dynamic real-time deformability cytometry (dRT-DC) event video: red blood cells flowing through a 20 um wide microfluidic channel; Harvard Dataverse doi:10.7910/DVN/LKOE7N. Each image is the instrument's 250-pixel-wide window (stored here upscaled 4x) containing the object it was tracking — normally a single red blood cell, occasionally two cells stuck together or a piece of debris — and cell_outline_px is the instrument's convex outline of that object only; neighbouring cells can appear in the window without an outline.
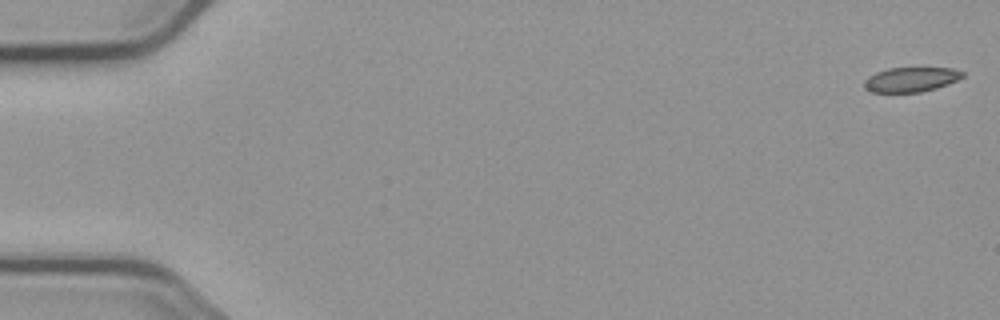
{"species": "common noctule bat (a hibernating species)", "species_latin": "Nyctalus noctula", "temperature_condition": "cold", "stored_images_in_passage": 7, "camera_frame_rate_fps": 3000, "um_per_image_px": 0.085, "animal": {"sex": "male", "body_mass_g": 23.1, "forearm_length_mm": 52.7}, "frame": {"image": 1, "passage_image": 1, "time_ms": 0.0, "image_size_px": [1000, 320], "cell_outline_px": [[964, 76], [948, 84], [936, 88], [920, 92], [872, 92], [864, 88], [864, 80], [868, 76], [876, 72], [888, 68], [952, 68], [964, 72]], "centroid_in_image_um": [77.41, 6.75], "position_along_channel_um": 7.6, "area_um2": 14.1}}
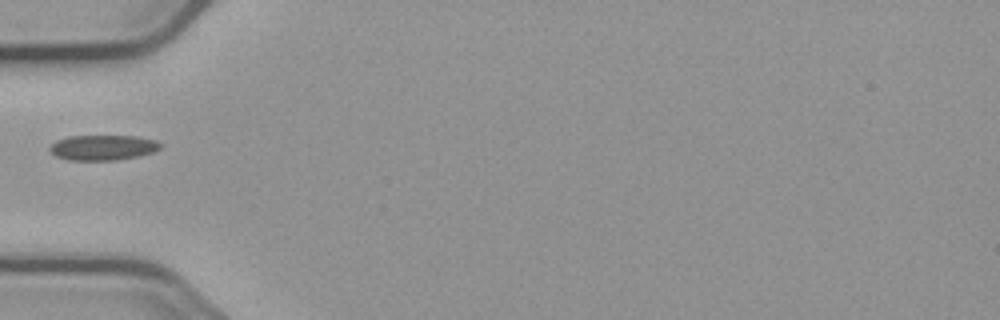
{"frame": {"image": 2, "passage_image": 6, "time_ms": 6.0, "image_size_px": [1000, 320], "cell_outline_px": [[164, 144], [160, 148], [152, 152], [136, 156], [116, 160], [68, 160], [56, 156], [48, 148], [56, 140], [68, 136], [136, 136], [156, 140]], "centroid_in_image_um": [8.75, 12.53], "position_along_channel_um": 76.3, "area_um2": 16.24}}
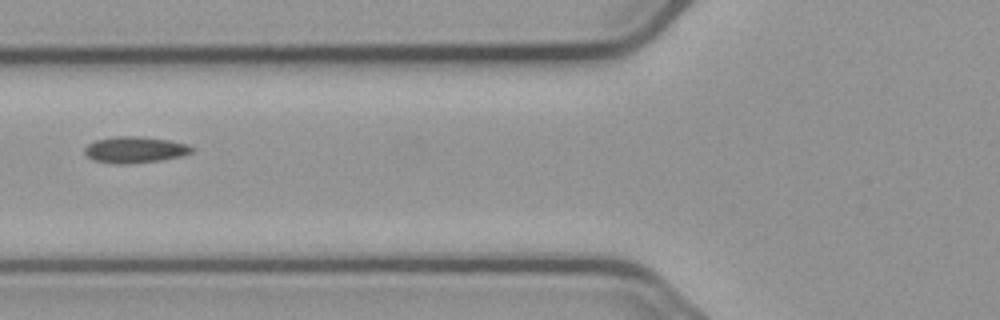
{"frame": {"image": 3, "passage_image": 7, "time_ms": 7.0, "image_size_px": [1000, 320], "cell_outline_px": [[196, 148], [192, 152], [180, 156], [160, 160], [124, 164], [116, 164], [92, 160], [84, 152], [84, 148], [88, 144], [96, 140], [116, 136], [140, 136], [168, 140], [188, 144]], "centroid_in_image_um": [11.47, 12.72], "position_along_channel_um": 114.3, "area_um2": 16.42}}